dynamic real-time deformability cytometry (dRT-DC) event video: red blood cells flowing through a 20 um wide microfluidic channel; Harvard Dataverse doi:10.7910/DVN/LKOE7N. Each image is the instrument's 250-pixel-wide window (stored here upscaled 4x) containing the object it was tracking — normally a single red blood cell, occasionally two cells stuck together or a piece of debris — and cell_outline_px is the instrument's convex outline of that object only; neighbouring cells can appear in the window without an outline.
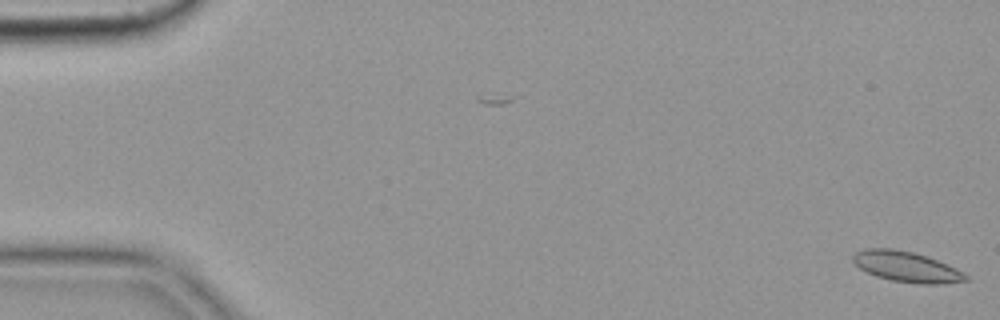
{"species": "common noctule bat (a hibernating species)", "species_latin": "Nyctalus noctula", "temperature_condition": "cold", "stored_images_in_passage": 56, "camera_frame_rate_fps": 3000, "um_per_image_px": 0.085, "animal": {"sex": "female", "body_mass_g": 19.9}, "frame": {"image": 1, "passage_image": 1, "time_ms": 0.0, "image_size_px": [1000, 320], "cell_outline_px": [[972, 280], [940, 284], [920, 284], [892, 280], [876, 276], [860, 268], [852, 260], [852, 256], [856, 252], [864, 248], [888, 248], [912, 252], [948, 264], [964, 272]], "centroid_in_image_um": [77.08, 22.68], "position_along_channel_um": 7.9, "area_um2": 19.94}}
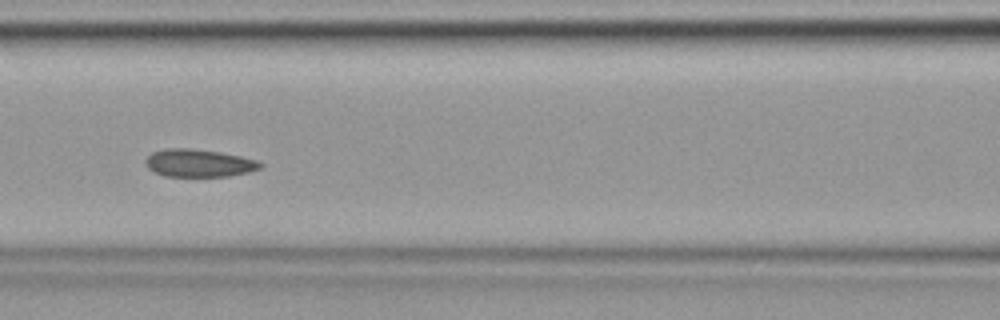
{"frame": {"image": 2, "passage_image": 25, "time_ms": 8.0, "image_size_px": [1000, 320], "cell_outline_px": [[264, 164], [260, 168], [248, 172], [228, 176], [164, 176], [152, 172], [144, 164], [144, 160], [152, 152], [168, 148], [188, 148], [220, 152], [240, 156], [256, 160]], "centroid_in_image_um": [16.86, 13.86], "position_along_channel_um": 149.7, "area_um2": 18.55}}
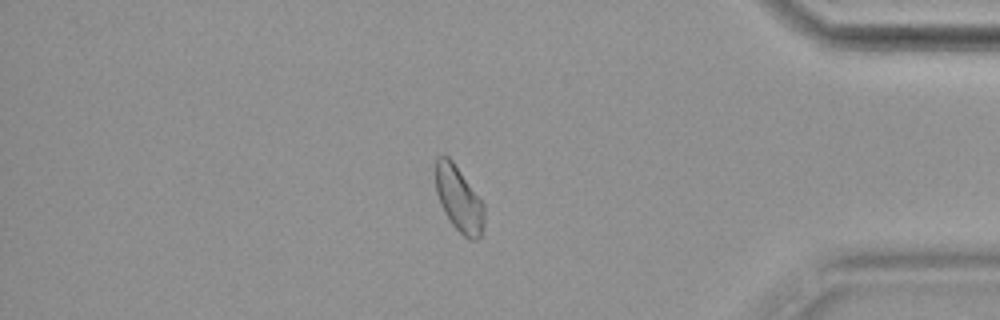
{"frame": {"image": 3, "passage_image": 48, "time_ms": 15.667, "image_size_px": [1000, 320], "cell_outline_px": [[484, 224], [480, 236], [476, 240], [468, 240], [452, 224], [444, 212], [440, 204], [436, 192], [436, 160], [440, 156], [448, 156], [452, 160], [484, 204]], "centroid_in_image_um": [39.01, 16.95], "position_along_channel_um": 396.2, "area_um2": 18.32}, "authors_computed_cell_mechanics": {"area_um2": 19.1318, "velocity_mm_per_s": 3.6041, "shape_relaxation_time_tau1_ms": null, "shape_relaxation_time_tau2_ms": 7.4005, "deformation_change_tau1": null, "deformation_change_tau2": 0.1063}}